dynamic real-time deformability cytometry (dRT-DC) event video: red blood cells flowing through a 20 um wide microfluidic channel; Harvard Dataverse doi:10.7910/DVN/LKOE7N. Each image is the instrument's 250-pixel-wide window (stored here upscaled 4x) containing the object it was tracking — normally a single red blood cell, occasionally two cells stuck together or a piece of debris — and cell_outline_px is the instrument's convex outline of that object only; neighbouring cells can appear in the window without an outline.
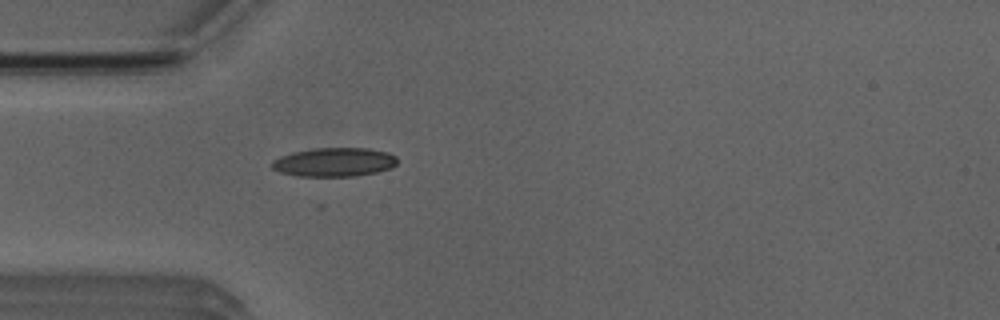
{"species": "Egyptian fruit bat (a non-hibernating species)", "species_latin": "Rousettus aegyptiacus", "temperature_condition": "room temperature", "stored_images_in_passage": 4, "camera_frame_rate_fps": 3000, "um_per_image_px": 0.085, "animal": {"sex": "male"}, "frame": {"image": 1, "passage_image": 4, "time_ms": 3.667, "image_size_px": [1000, 320], "cell_outline_px": [[396, 164], [392, 168], [376, 172], [356, 176], [296, 176], [280, 172], [272, 168], [272, 160], [280, 156], [292, 152], [312, 148], [368, 148], [388, 152], [396, 156]], "centroid_in_image_um": [28.41, 13.78], "position_along_channel_um": 56.6, "area_um2": 21.21}}